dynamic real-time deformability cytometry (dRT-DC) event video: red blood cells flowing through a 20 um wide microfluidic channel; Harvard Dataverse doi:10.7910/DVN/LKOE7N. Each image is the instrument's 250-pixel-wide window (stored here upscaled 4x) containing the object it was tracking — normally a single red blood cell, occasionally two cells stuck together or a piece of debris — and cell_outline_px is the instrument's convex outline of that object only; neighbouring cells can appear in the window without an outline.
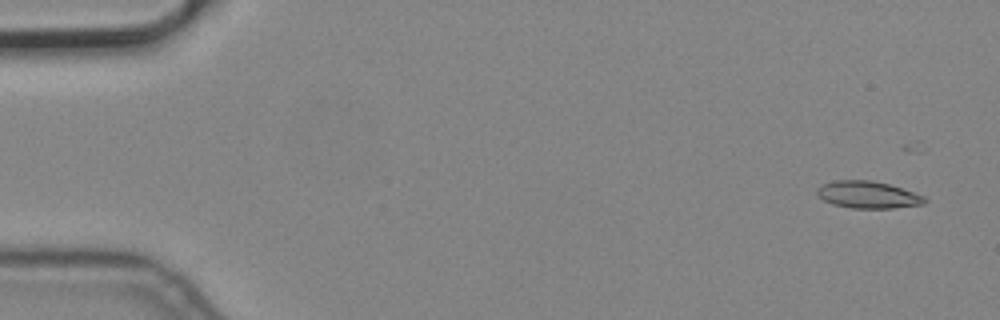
{"species": "common noctule bat (a hibernating species)", "species_latin": "Nyctalus noctula", "temperature_condition": "cold", "stored_images_in_passage": 6, "camera_frame_rate_fps": 3000, "um_per_image_px": 0.085, "animal": {"sex": "male", "body_mass_g": 19.2, "forearm_length_mm": 51.8}, "frame": {"image": 1, "passage_image": 1, "time_ms": 0.0, "image_size_px": [1000, 320], "cell_outline_px": [[928, 200], [924, 204], [892, 208], [852, 208], [832, 204], [824, 200], [816, 192], [816, 188], [820, 184], [832, 180], [872, 180], [888, 184], [924, 196]], "centroid_in_image_um": [73.73, 16.54], "position_along_channel_um": 11.3, "area_um2": 16.99}}
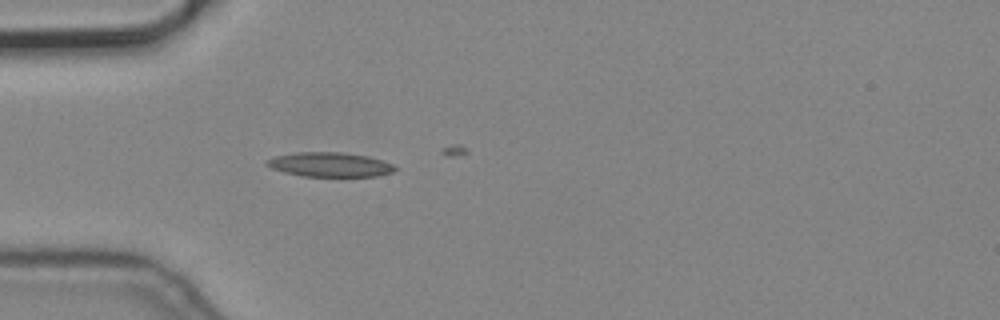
{"frame": {"image": 2, "passage_image": 5, "time_ms": 1.333, "image_size_px": [1000, 320], "cell_outline_px": [[396, 168], [392, 172], [376, 176], [304, 176], [284, 172], [272, 168], [264, 164], [264, 160], [276, 156], [296, 152], [344, 152], [368, 156], [392, 164]], "centroid_in_image_um": [27.99, 13.98], "position_along_channel_um": 57.0, "area_um2": 18.15}}